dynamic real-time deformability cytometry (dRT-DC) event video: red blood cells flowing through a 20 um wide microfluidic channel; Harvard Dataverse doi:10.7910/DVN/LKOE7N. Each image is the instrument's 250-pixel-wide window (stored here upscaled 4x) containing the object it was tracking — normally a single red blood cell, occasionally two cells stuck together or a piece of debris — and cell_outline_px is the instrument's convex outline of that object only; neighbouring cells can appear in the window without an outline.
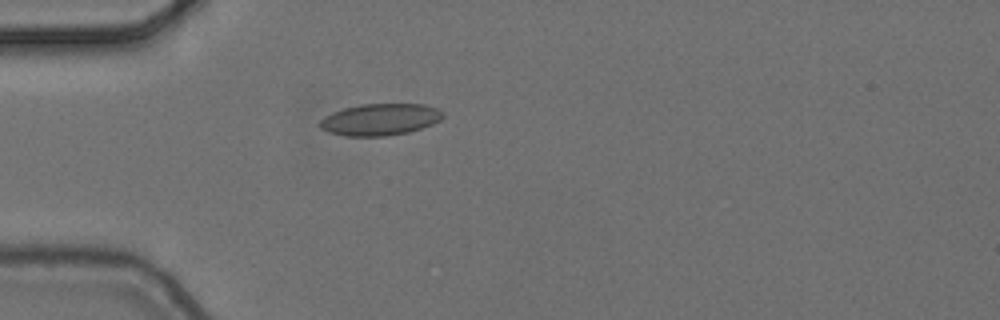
{"species": "common noctule bat (a hibernating species)", "species_latin": "Nyctalus noctula", "temperature_condition": "cold", "stored_images_in_passage": 5, "camera_frame_rate_fps": 3000, "um_per_image_px": 0.085, "animal": {"sex": "female", "body_mass_g": 24.6, "forearm_length_mm": 56.2}, "frame": {"image": 1, "passage_image": 4, "time_ms": 1.0, "image_size_px": [1000, 320], "cell_outline_px": [[444, 116], [440, 120], [432, 124], [408, 132], [384, 136], [344, 136], [328, 132], [320, 128], [316, 124], [324, 116], [332, 112], [344, 108], [360, 104], [424, 104], [436, 108], [444, 112]], "centroid_in_image_um": [32.27, 10.15], "position_along_channel_um": 52.7, "area_um2": 22.89}}